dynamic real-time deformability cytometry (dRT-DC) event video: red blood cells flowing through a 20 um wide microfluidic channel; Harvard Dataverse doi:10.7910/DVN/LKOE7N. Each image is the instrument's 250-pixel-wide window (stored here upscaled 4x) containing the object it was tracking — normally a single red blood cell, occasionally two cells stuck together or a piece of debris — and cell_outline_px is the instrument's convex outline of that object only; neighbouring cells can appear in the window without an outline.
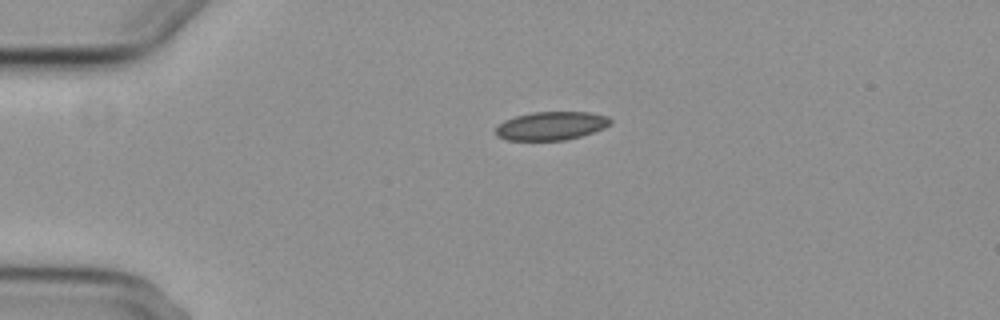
{"species": "common noctule bat (a hibernating species)", "species_latin": "Nyctalus noctula", "temperature_condition": "cold", "stored_images_in_passage": 2, "camera_frame_rate_fps": 3000, "um_per_image_px": 0.085, "animal": {"sex": "female", "body_mass_g": 29.2, "forearm_length_mm": 56.3}, "frame": {"image": 1, "passage_image": 1, "time_ms": 0.0, "image_size_px": [1000, 320], "cell_outline_px": [[612, 120], [604, 128], [580, 136], [564, 140], [504, 140], [496, 136], [496, 128], [504, 120], [516, 116], [532, 112], [588, 112], [608, 116]], "centroid_in_image_um": [46.82, 10.69], "position_along_channel_um": 38.2, "area_um2": 18.9}}